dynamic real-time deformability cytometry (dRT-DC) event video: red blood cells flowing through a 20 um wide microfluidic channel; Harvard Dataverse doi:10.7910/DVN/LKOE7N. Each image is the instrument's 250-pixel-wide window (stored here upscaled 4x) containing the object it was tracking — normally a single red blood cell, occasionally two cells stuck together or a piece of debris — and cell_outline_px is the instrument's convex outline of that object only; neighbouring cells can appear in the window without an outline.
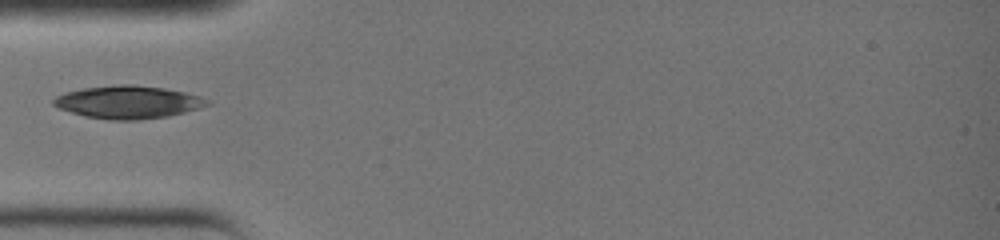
{"species": "common noctule bat (a hibernating species)", "species_latin": "Nyctalus noctula", "temperature_condition": "warm", "stored_images_in_passage": 25, "camera_frame_rate_fps": 3000, "um_per_image_px": 0.085, "animal": {"sex": "female", "body_mass_g": 19.0, "forearm_length_mm": 51.5}, "frame": {"image": 1, "passage_image": 1, "time_ms": 0.0, "image_size_px": [1000, 240], "cell_outline_px": [[212, 100], [208, 104], [184, 112], [168, 116], [136, 120], [112, 120], [88, 116], [72, 112], [60, 108], [52, 104], [52, 100], [56, 96], [64, 92], [84, 88], [120, 84], [132, 84], [164, 88], [184, 92], [200, 96]], "centroid_in_image_um": [10.88, 8.67], "position_along_channel_um": 74.1, "area_um2": 29.07}}
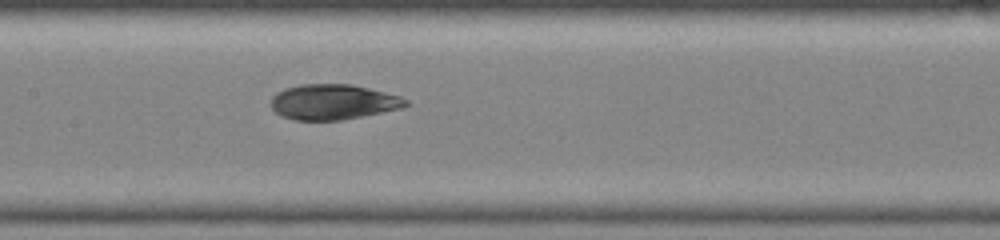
{"frame": {"image": 2, "passage_image": 7, "time_ms": 2.0, "image_size_px": [1000, 240], "cell_outline_px": [[408, 104], [400, 108], [340, 120], [296, 120], [280, 116], [272, 108], [272, 96], [276, 92], [284, 88], [300, 84], [352, 84], [400, 96], [408, 100]], "centroid_in_image_um": [28.27, 8.66], "position_along_channel_um": 179.1, "area_um2": 27.51}}
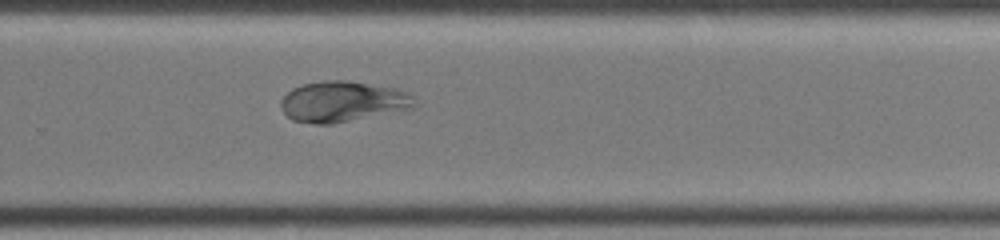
{"frame": {"image": 3, "passage_image": 14, "time_ms": 4.333, "image_size_px": [1000, 240], "cell_outline_px": [[416, 108], [332, 124], [316, 124], [292, 120], [280, 108], [280, 100], [292, 88], [304, 84], [320, 80], [344, 80], [400, 88], [412, 92], [416, 104]], "centroid_in_image_um": [29.18, 8.62], "position_along_channel_um": 300.6, "area_um2": 32.19}}